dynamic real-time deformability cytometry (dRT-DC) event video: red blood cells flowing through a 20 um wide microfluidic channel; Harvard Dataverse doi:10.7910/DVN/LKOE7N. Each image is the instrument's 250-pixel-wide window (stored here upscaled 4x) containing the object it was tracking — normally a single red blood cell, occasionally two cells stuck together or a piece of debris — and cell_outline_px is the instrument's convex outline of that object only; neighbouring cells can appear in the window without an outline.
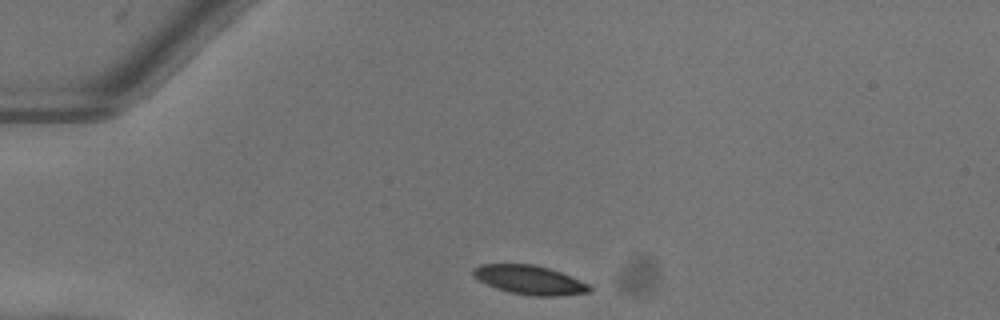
{"species": "common noctule bat (a hibernating species)", "species_latin": "Nyctalus noctula", "temperature_condition": "warm", "stored_images_in_passage": 6, "camera_frame_rate_fps": 3000, "um_per_image_px": 0.085, "animal": {"sex": "female"}, "frame": {"image": 1, "passage_image": 1, "time_ms": 0.0, "image_size_px": [1000, 320], "cell_outline_px": [[592, 288], [588, 292], [556, 296], [532, 296], [508, 292], [496, 288], [472, 276], [472, 268], [480, 264], [536, 264], [560, 272], [588, 284]], "centroid_in_image_um": [44.97, 23.79], "position_along_channel_um": 40.0, "area_um2": 19.54}}